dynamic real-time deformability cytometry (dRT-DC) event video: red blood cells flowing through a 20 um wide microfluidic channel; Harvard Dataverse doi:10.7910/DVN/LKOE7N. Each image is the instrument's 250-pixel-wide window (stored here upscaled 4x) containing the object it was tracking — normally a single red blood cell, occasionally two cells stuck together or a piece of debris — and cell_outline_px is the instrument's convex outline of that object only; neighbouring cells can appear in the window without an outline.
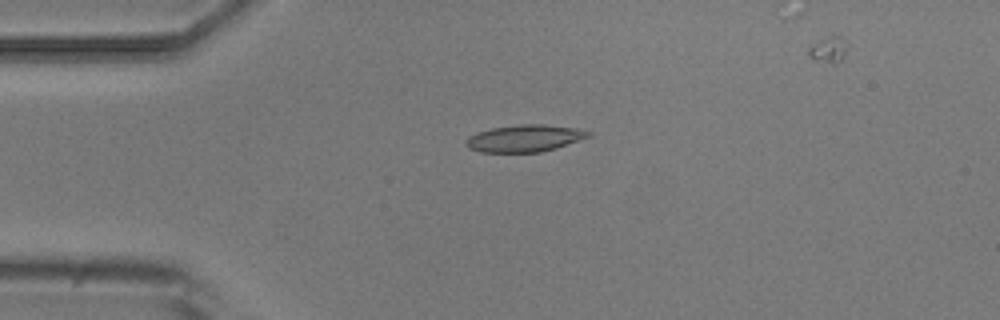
{"species": "common noctule bat (a hibernating species)", "species_latin": "Nyctalus noctula", "temperature_condition": "room temperature", "stored_images_in_passage": 8, "camera_frame_rate_fps": 3000, "um_per_image_px": 0.085, "animal": {"sex": "male", "body_mass_g": 20.5, "forearm_length_mm": 52.5}, "frame": {"image": 1, "passage_image": 4, "time_ms": 3.333, "image_size_px": [1000, 320], "cell_outline_px": [[592, 136], [556, 148], [540, 152], [480, 152], [468, 148], [464, 144], [468, 136], [476, 132], [492, 128], [520, 124], [544, 124], [576, 128], [592, 132]], "centroid_in_image_um": [44.59, 11.75], "position_along_channel_um": 40.4, "area_um2": 19.42}}
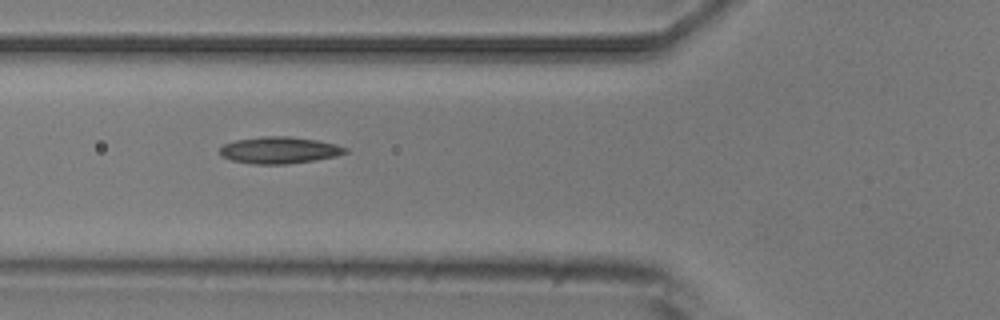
{"frame": {"image": 2, "passage_image": 6, "time_ms": 5.667, "image_size_px": [1000, 320], "cell_outline_px": [[348, 152], [336, 156], [316, 160], [288, 164], [252, 164], [232, 160], [220, 156], [220, 148], [224, 144], [236, 140], [264, 136], [288, 136], [316, 140], [336, 144], [348, 148]], "centroid_in_image_um": [23.76, 12.77], "position_along_channel_um": 102.0, "area_um2": 19.59}}
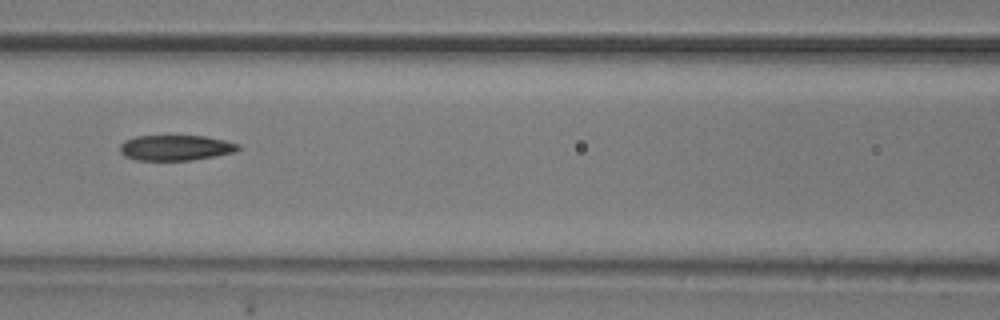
{"frame": {"image": 3, "passage_image": 7, "time_ms": 7.0, "image_size_px": [1000, 320], "cell_outline_px": [[240, 148], [236, 152], [216, 156], [192, 160], [136, 160], [124, 156], [120, 152], [120, 144], [124, 140], [136, 136], [204, 136], [224, 140], [240, 144]], "centroid_in_image_um": [14.93, 12.56], "position_along_channel_um": 151.7, "area_um2": 17.63}}